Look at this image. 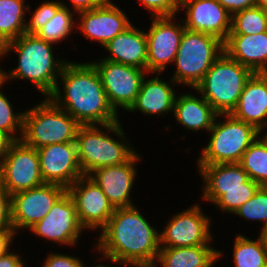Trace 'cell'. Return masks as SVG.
<instances>
[{
	"label": "cell",
	"mask_w": 267,
	"mask_h": 267,
	"mask_svg": "<svg viewBox=\"0 0 267 267\" xmlns=\"http://www.w3.org/2000/svg\"><path fill=\"white\" fill-rule=\"evenodd\" d=\"M135 205L114 209L95 244L102 259L129 267H153L160 250L159 231Z\"/></svg>",
	"instance_id": "1"
},
{
	"label": "cell",
	"mask_w": 267,
	"mask_h": 267,
	"mask_svg": "<svg viewBox=\"0 0 267 267\" xmlns=\"http://www.w3.org/2000/svg\"><path fill=\"white\" fill-rule=\"evenodd\" d=\"M59 77L62 84L57 82L48 98L80 125H104L120 120L119 114L109 104L100 75L92 61H67ZM59 84L63 85V93Z\"/></svg>",
	"instance_id": "2"
},
{
	"label": "cell",
	"mask_w": 267,
	"mask_h": 267,
	"mask_svg": "<svg viewBox=\"0 0 267 267\" xmlns=\"http://www.w3.org/2000/svg\"><path fill=\"white\" fill-rule=\"evenodd\" d=\"M54 44L40 39L36 34L25 33L6 44V56L12 51L18 55V65L5 70L4 83L7 80H25L33 83L44 97L55 89L62 69L67 60L54 56Z\"/></svg>",
	"instance_id": "3"
},
{
	"label": "cell",
	"mask_w": 267,
	"mask_h": 267,
	"mask_svg": "<svg viewBox=\"0 0 267 267\" xmlns=\"http://www.w3.org/2000/svg\"><path fill=\"white\" fill-rule=\"evenodd\" d=\"M128 139L120 120L104 125H81L76 133V145L83 175L101 167L128 162L137 153Z\"/></svg>",
	"instance_id": "4"
},
{
	"label": "cell",
	"mask_w": 267,
	"mask_h": 267,
	"mask_svg": "<svg viewBox=\"0 0 267 267\" xmlns=\"http://www.w3.org/2000/svg\"><path fill=\"white\" fill-rule=\"evenodd\" d=\"M252 74L249 68L224 51L193 90L202 95L218 114H230Z\"/></svg>",
	"instance_id": "5"
},
{
	"label": "cell",
	"mask_w": 267,
	"mask_h": 267,
	"mask_svg": "<svg viewBox=\"0 0 267 267\" xmlns=\"http://www.w3.org/2000/svg\"><path fill=\"white\" fill-rule=\"evenodd\" d=\"M24 112L21 140L26 145L39 149L50 144L76 142L81 125L48 97Z\"/></svg>",
	"instance_id": "6"
},
{
	"label": "cell",
	"mask_w": 267,
	"mask_h": 267,
	"mask_svg": "<svg viewBox=\"0 0 267 267\" xmlns=\"http://www.w3.org/2000/svg\"><path fill=\"white\" fill-rule=\"evenodd\" d=\"M224 52V42L219 38L197 31L184 29L174 61L172 79L195 89L205 74Z\"/></svg>",
	"instance_id": "7"
},
{
	"label": "cell",
	"mask_w": 267,
	"mask_h": 267,
	"mask_svg": "<svg viewBox=\"0 0 267 267\" xmlns=\"http://www.w3.org/2000/svg\"><path fill=\"white\" fill-rule=\"evenodd\" d=\"M210 132V140L196 160L197 165L239 163L243 153L259 138L255 127L230 114H218Z\"/></svg>",
	"instance_id": "8"
},
{
	"label": "cell",
	"mask_w": 267,
	"mask_h": 267,
	"mask_svg": "<svg viewBox=\"0 0 267 267\" xmlns=\"http://www.w3.org/2000/svg\"><path fill=\"white\" fill-rule=\"evenodd\" d=\"M97 69L109 104L118 114L120 108L128 111L136 100L147 70L114 63L105 59L92 62Z\"/></svg>",
	"instance_id": "9"
},
{
	"label": "cell",
	"mask_w": 267,
	"mask_h": 267,
	"mask_svg": "<svg viewBox=\"0 0 267 267\" xmlns=\"http://www.w3.org/2000/svg\"><path fill=\"white\" fill-rule=\"evenodd\" d=\"M201 208L196 203L170 217L166 227L159 233L160 247L210 245L214 241L210 231L212 220Z\"/></svg>",
	"instance_id": "10"
},
{
	"label": "cell",
	"mask_w": 267,
	"mask_h": 267,
	"mask_svg": "<svg viewBox=\"0 0 267 267\" xmlns=\"http://www.w3.org/2000/svg\"><path fill=\"white\" fill-rule=\"evenodd\" d=\"M175 16L151 17L150 28L146 32L147 63L149 74L160 73L170 63L174 65L180 40L184 32V24L177 22ZM177 22V23H176ZM168 64V65H167Z\"/></svg>",
	"instance_id": "11"
},
{
	"label": "cell",
	"mask_w": 267,
	"mask_h": 267,
	"mask_svg": "<svg viewBox=\"0 0 267 267\" xmlns=\"http://www.w3.org/2000/svg\"><path fill=\"white\" fill-rule=\"evenodd\" d=\"M4 190L9 194L29 190L44 184L37 149L22 140L15 141L0 161Z\"/></svg>",
	"instance_id": "12"
},
{
	"label": "cell",
	"mask_w": 267,
	"mask_h": 267,
	"mask_svg": "<svg viewBox=\"0 0 267 267\" xmlns=\"http://www.w3.org/2000/svg\"><path fill=\"white\" fill-rule=\"evenodd\" d=\"M66 191L63 186L44 183L11 195V219L15 234L22 229L29 230L42 220Z\"/></svg>",
	"instance_id": "13"
},
{
	"label": "cell",
	"mask_w": 267,
	"mask_h": 267,
	"mask_svg": "<svg viewBox=\"0 0 267 267\" xmlns=\"http://www.w3.org/2000/svg\"><path fill=\"white\" fill-rule=\"evenodd\" d=\"M84 230L75 203L67 191L56 201L48 214L29 229L32 234L49 242L72 247L77 244Z\"/></svg>",
	"instance_id": "14"
},
{
	"label": "cell",
	"mask_w": 267,
	"mask_h": 267,
	"mask_svg": "<svg viewBox=\"0 0 267 267\" xmlns=\"http://www.w3.org/2000/svg\"><path fill=\"white\" fill-rule=\"evenodd\" d=\"M84 229L101 230L113 215L114 207L102 189L88 176H81L67 188Z\"/></svg>",
	"instance_id": "15"
},
{
	"label": "cell",
	"mask_w": 267,
	"mask_h": 267,
	"mask_svg": "<svg viewBox=\"0 0 267 267\" xmlns=\"http://www.w3.org/2000/svg\"><path fill=\"white\" fill-rule=\"evenodd\" d=\"M37 152L44 183L57 184L67 189L83 176L76 142L46 145L37 149Z\"/></svg>",
	"instance_id": "16"
},
{
	"label": "cell",
	"mask_w": 267,
	"mask_h": 267,
	"mask_svg": "<svg viewBox=\"0 0 267 267\" xmlns=\"http://www.w3.org/2000/svg\"><path fill=\"white\" fill-rule=\"evenodd\" d=\"M77 15L79 18L75 17L78 21L76 25L80 34L92 42L100 43L102 47L132 25L124 11L111 0Z\"/></svg>",
	"instance_id": "17"
},
{
	"label": "cell",
	"mask_w": 267,
	"mask_h": 267,
	"mask_svg": "<svg viewBox=\"0 0 267 267\" xmlns=\"http://www.w3.org/2000/svg\"><path fill=\"white\" fill-rule=\"evenodd\" d=\"M185 10L184 27L207 33L222 42L231 31L232 15L217 0H180L179 11Z\"/></svg>",
	"instance_id": "18"
},
{
	"label": "cell",
	"mask_w": 267,
	"mask_h": 267,
	"mask_svg": "<svg viewBox=\"0 0 267 267\" xmlns=\"http://www.w3.org/2000/svg\"><path fill=\"white\" fill-rule=\"evenodd\" d=\"M140 158L141 155L136 153L124 164L101 167L88 175L102 189L114 209L134 205L130 194L137 177L135 166Z\"/></svg>",
	"instance_id": "19"
},
{
	"label": "cell",
	"mask_w": 267,
	"mask_h": 267,
	"mask_svg": "<svg viewBox=\"0 0 267 267\" xmlns=\"http://www.w3.org/2000/svg\"><path fill=\"white\" fill-rule=\"evenodd\" d=\"M202 176V200L215 203L222 196V189L259 188L260 185L248 177L239 163L197 165Z\"/></svg>",
	"instance_id": "20"
},
{
	"label": "cell",
	"mask_w": 267,
	"mask_h": 267,
	"mask_svg": "<svg viewBox=\"0 0 267 267\" xmlns=\"http://www.w3.org/2000/svg\"><path fill=\"white\" fill-rule=\"evenodd\" d=\"M230 115L258 131L267 128V73L252 74Z\"/></svg>",
	"instance_id": "21"
},
{
	"label": "cell",
	"mask_w": 267,
	"mask_h": 267,
	"mask_svg": "<svg viewBox=\"0 0 267 267\" xmlns=\"http://www.w3.org/2000/svg\"><path fill=\"white\" fill-rule=\"evenodd\" d=\"M148 75L149 73L143 78L140 91L128 112L139 111L145 116L154 114L164 116L167 113H173L177 96L173 88L177 86V83L172 78L167 82L159 78L160 73H154L155 77L146 79Z\"/></svg>",
	"instance_id": "22"
},
{
	"label": "cell",
	"mask_w": 267,
	"mask_h": 267,
	"mask_svg": "<svg viewBox=\"0 0 267 267\" xmlns=\"http://www.w3.org/2000/svg\"><path fill=\"white\" fill-rule=\"evenodd\" d=\"M109 55L102 59L146 70V31L133 24L103 46Z\"/></svg>",
	"instance_id": "23"
},
{
	"label": "cell",
	"mask_w": 267,
	"mask_h": 267,
	"mask_svg": "<svg viewBox=\"0 0 267 267\" xmlns=\"http://www.w3.org/2000/svg\"><path fill=\"white\" fill-rule=\"evenodd\" d=\"M224 51L253 73H267V31L258 34H229Z\"/></svg>",
	"instance_id": "24"
},
{
	"label": "cell",
	"mask_w": 267,
	"mask_h": 267,
	"mask_svg": "<svg viewBox=\"0 0 267 267\" xmlns=\"http://www.w3.org/2000/svg\"><path fill=\"white\" fill-rule=\"evenodd\" d=\"M173 114L178 124L193 132H209L218 115L202 95L198 98L195 93L186 92L176 96Z\"/></svg>",
	"instance_id": "25"
},
{
	"label": "cell",
	"mask_w": 267,
	"mask_h": 267,
	"mask_svg": "<svg viewBox=\"0 0 267 267\" xmlns=\"http://www.w3.org/2000/svg\"><path fill=\"white\" fill-rule=\"evenodd\" d=\"M222 254L211 245L160 247L153 267H213Z\"/></svg>",
	"instance_id": "26"
},
{
	"label": "cell",
	"mask_w": 267,
	"mask_h": 267,
	"mask_svg": "<svg viewBox=\"0 0 267 267\" xmlns=\"http://www.w3.org/2000/svg\"><path fill=\"white\" fill-rule=\"evenodd\" d=\"M25 0H0V38L7 44L26 33L27 10Z\"/></svg>",
	"instance_id": "27"
},
{
	"label": "cell",
	"mask_w": 267,
	"mask_h": 267,
	"mask_svg": "<svg viewBox=\"0 0 267 267\" xmlns=\"http://www.w3.org/2000/svg\"><path fill=\"white\" fill-rule=\"evenodd\" d=\"M234 267H264L267 263V244L262 236L256 240L237 234L233 243Z\"/></svg>",
	"instance_id": "28"
},
{
	"label": "cell",
	"mask_w": 267,
	"mask_h": 267,
	"mask_svg": "<svg viewBox=\"0 0 267 267\" xmlns=\"http://www.w3.org/2000/svg\"><path fill=\"white\" fill-rule=\"evenodd\" d=\"M61 4L63 6L56 12V15L35 33L40 39L52 44L66 40L72 31L74 32L73 29L77 28L75 26L77 21L73 15L75 12L71 11L67 4L63 2Z\"/></svg>",
	"instance_id": "29"
},
{
	"label": "cell",
	"mask_w": 267,
	"mask_h": 267,
	"mask_svg": "<svg viewBox=\"0 0 267 267\" xmlns=\"http://www.w3.org/2000/svg\"><path fill=\"white\" fill-rule=\"evenodd\" d=\"M239 164L251 180L267 186V146L260 138L243 153Z\"/></svg>",
	"instance_id": "30"
},
{
	"label": "cell",
	"mask_w": 267,
	"mask_h": 267,
	"mask_svg": "<svg viewBox=\"0 0 267 267\" xmlns=\"http://www.w3.org/2000/svg\"><path fill=\"white\" fill-rule=\"evenodd\" d=\"M267 31V10L252 7L232 15L229 34H258Z\"/></svg>",
	"instance_id": "31"
},
{
	"label": "cell",
	"mask_w": 267,
	"mask_h": 267,
	"mask_svg": "<svg viewBox=\"0 0 267 267\" xmlns=\"http://www.w3.org/2000/svg\"><path fill=\"white\" fill-rule=\"evenodd\" d=\"M4 84V81L0 83V129L6 131L15 141L21 140L25 112H14V107L2 91Z\"/></svg>",
	"instance_id": "32"
},
{
	"label": "cell",
	"mask_w": 267,
	"mask_h": 267,
	"mask_svg": "<svg viewBox=\"0 0 267 267\" xmlns=\"http://www.w3.org/2000/svg\"><path fill=\"white\" fill-rule=\"evenodd\" d=\"M234 215L246 220L263 222L261 231L267 225V186H260L254 196L244 203Z\"/></svg>",
	"instance_id": "33"
},
{
	"label": "cell",
	"mask_w": 267,
	"mask_h": 267,
	"mask_svg": "<svg viewBox=\"0 0 267 267\" xmlns=\"http://www.w3.org/2000/svg\"><path fill=\"white\" fill-rule=\"evenodd\" d=\"M258 188L222 189V196L213 204L224 213L234 214L244 203L250 200Z\"/></svg>",
	"instance_id": "34"
},
{
	"label": "cell",
	"mask_w": 267,
	"mask_h": 267,
	"mask_svg": "<svg viewBox=\"0 0 267 267\" xmlns=\"http://www.w3.org/2000/svg\"><path fill=\"white\" fill-rule=\"evenodd\" d=\"M60 1H45L34 10L32 17L27 21L26 33L35 34L48 20L56 15L62 7Z\"/></svg>",
	"instance_id": "35"
},
{
	"label": "cell",
	"mask_w": 267,
	"mask_h": 267,
	"mask_svg": "<svg viewBox=\"0 0 267 267\" xmlns=\"http://www.w3.org/2000/svg\"><path fill=\"white\" fill-rule=\"evenodd\" d=\"M151 17L175 16L179 12V0H138Z\"/></svg>",
	"instance_id": "36"
},
{
	"label": "cell",
	"mask_w": 267,
	"mask_h": 267,
	"mask_svg": "<svg viewBox=\"0 0 267 267\" xmlns=\"http://www.w3.org/2000/svg\"><path fill=\"white\" fill-rule=\"evenodd\" d=\"M43 263V267H82L84 265L82 260L76 256L56 252H50Z\"/></svg>",
	"instance_id": "37"
},
{
	"label": "cell",
	"mask_w": 267,
	"mask_h": 267,
	"mask_svg": "<svg viewBox=\"0 0 267 267\" xmlns=\"http://www.w3.org/2000/svg\"><path fill=\"white\" fill-rule=\"evenodd\" d=\"M13 229L11 219V195L5 190L0 193V230Z\"/></svg>",
	"instance_id": "38"
},
{
	"label": "cell",
	"mask_w": 267,
	"mask_h": 267,
	"mask_svg": "<svg viewBox=\"0 0 267 267\" xmlns=\"http://www.w3.org/2000/svg\"><path fill=\"white\" fill-rule=\"evenodd\" d=\"M231 15L256 6L255 0H217Z\"/></svg>",
	"instance_id": "39"
},
{
	"label": "cell",
	"mask_w": 267,
	"mask_h": 267,
	"mask_svg": "<svg viewBox=\"0 0 267 267\" xmlns=\"http://www.w3.org/2000/svg\"><path fill=\"white\" fill-rule=\"evenodd\" d=\"M71 4V9L75 13H79L82 11L91 10L93 8L99 7L104 5L109 0H69Z\"/></svg>",
	"instance_id": "40"
},
{
	"label": "cell",
	"mask_w": 267,
	"mask_h": 267,
	"mask_svg": "<svg viewBox=\"0 0 267 267\" xmlns=\"http://www.w3.org/2000/svg\"><path fill=\"white\" fill-rule=\"evenodd\" d=\"M9 251L0 256V267H24L26 265L20 254Z\"/></svg>",
	"instance_id": "41"
},
{
	"label": "cell",
	"mask_w": 267,
	"mask_h": 267,
	"mask_svg": "<svg viewBox=\"0 0 267 267\" xmlns=\"http://www.w3.org/2000/svg\"><path fill=\"white\" fill-rule=\"evenodd\" d=\"M13 229H1L0 230V256L5 254L8 250H11L13 237L16 238Z\"/></svg>",
	"instance_id": "42"
},
{
	"label": "cell",
	"mask_w": 267,
	"mask_h": 267,
	"mask_svg": "<svg viewBox=\"0 0 267 267\" xmlns=\"http://www.w3.org/2000/svg\"><path fill=\"white\" fill-rule=\"evenodd\" d=\"M15 140L4 130L0 129V161L9 152Z\"/></svg>",
	"instance_id": "43"
},
{
	"label": "cell",
	"mask_w": 267,
	"mask_h": 267,
	"mask_svg": "<svg viewBox=\"0 0 267 267\" xmlns=\"http://www.w3.org/2000/svg\"><path fill=\"white\" fill-rule=\"evenodd\" d=\"M6 57V43L0 38V60H2L3 57ZM1 67V65H0ZM0 68V77H3L4 75V69Z\"/></svg>",
	"instance_id": "44"
},
{
	"label": "cell",
	"mask_w": 267,
	"mask_h": 267,
	"mask_svg": "<svg viewBox=\"0 0 267 267\" xmlns=\"http://www.w3.org/2000/svg\"><path fill=\"white\" fill-rule=\"evenodd\" d=\"M256 6L267 10V0H255Z\"/></svg>",
	"instance_id": "45"
},
{
	"label": "cell",
	"mask_w": 267,
	"mask_h": 267,
	"mask_svg": "<svg viewBox=\"0 0 267 267\" xmlns=\"http://www.w3.org/2000/svg\"><path fill=\"white\" fill-rule=\"evenodd\" d=\"M264 131H266V132H264ZM264 131H263V130L259 131V138H260V139L265 143V145L267 146V130L264 129ZM262 133H264V134H262Z\"/></svg>",
	"instance_id": "46"
},
{
	"label": "cell",
	"mask_w": 267,
	"mask_h": 267,
	"mask_svg": "<svg viewBox=\"0 0 267 267\" xmlns=\"http://www.w3.org/2000/svg\"><path fill=\"white\" fill-rule=\"evenodd\" d=\"M4 191V184H3V168L0 163V193Z\"/></svg>",
	"instance_id": "47"
},
{
	"label": "cell",
	"mask_w": 267,
	"mask_h": 267,
	"mask_svg": "<svg viewBox=\"0 0 267 267\" xmlns=\"http://www.w3.org/2000/svg\"><path fill=\"white\" fill-rule=\"evenodd\" d=\"M259 234L262 236L264 242L267 244V225L262 231H260Z\"/></svg>",
	"instance_id": "48"
},
{
	"label": "cell",
	"mask_w": 267,
	"mask_h": 267,
	"mask_svg": "<svg viewBox=\"0 0 267 267\" xmlns=\"http://www.w3.org/2000/svg\"><path fill=\"white\" fill-rule=\"evenodd\" d=\"M95 265V266H94ZM93 266H91V267H112V266H110V265H106V264H97V266H96V264H94ZM82 267H86L85 265H83ZM88 267V266H87Z\"/></svg>",
	"instance_id": "49"
},
{
	"label": "cell",
	"mask_w": 267,
	"mask_h": 267,
	"mask_svg": "<svg viewBox=\"0 0 267 267\" xmlns=\"http://www.w3.org/2000/svg\"><path fill=\"white\" fill-rule=\"evenodd\" d=\"M3 82V78L2 77H0V83H2Z\"/></svg>",
	"instance_id": "50"
}]
</instances>
